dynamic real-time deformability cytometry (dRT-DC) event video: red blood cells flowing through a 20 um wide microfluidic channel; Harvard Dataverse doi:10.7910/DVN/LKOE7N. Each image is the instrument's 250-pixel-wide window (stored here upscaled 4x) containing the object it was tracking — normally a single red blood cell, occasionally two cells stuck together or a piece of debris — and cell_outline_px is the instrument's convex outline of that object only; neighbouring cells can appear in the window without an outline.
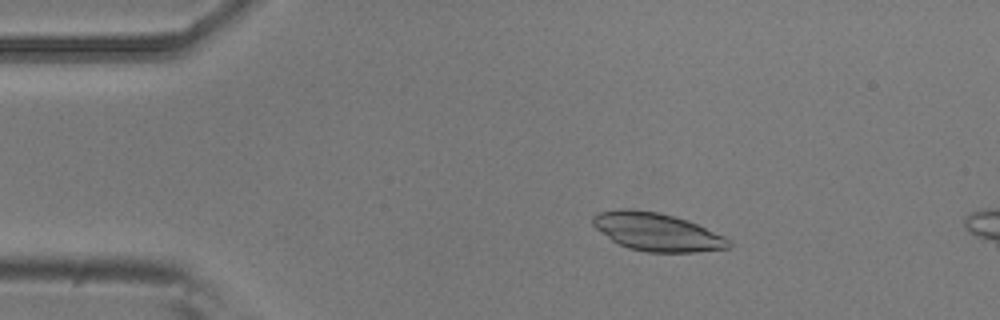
{"species": "common noctule bat (a hibernating species)", "species_latin": "Nyctalus noctula", "temperature_condition": "room temperature", "stored_images_in_passage": 5, "camera_frame_rate_fps": 3000, "um_per_image_px": 0.085, "animal": {"sex": "male", "body_mass_g": 20.5, "forearm_length_mm": 52.5}, "frame": {"image": 1, "passage_image": 3, "time_ms": 0.667, "image_size_px": [1000, 320], "cell_outline_px": [[732, 244], [728, 248], [696, 252], [648, 252], [628, 248], [612, 240], [596, 228], [592, 224], [592, 216], [596, 212], [620, 208], [632, 208], [656, 212], [688, 220], [724, 236]], "centroid_in_image_um": [55.8, 19.7], "position_along_channel_um": 29.2, "area_um2": 30.06}}